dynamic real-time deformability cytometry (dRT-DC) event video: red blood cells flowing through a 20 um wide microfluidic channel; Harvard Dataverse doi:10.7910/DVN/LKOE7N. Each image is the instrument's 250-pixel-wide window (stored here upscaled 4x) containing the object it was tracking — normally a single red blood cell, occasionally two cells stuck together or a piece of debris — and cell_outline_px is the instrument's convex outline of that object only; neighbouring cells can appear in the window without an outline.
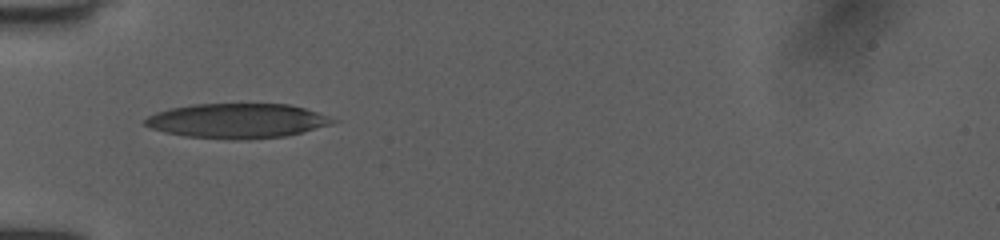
{"species": "human", "species_latin": "Homo sapiens", "temperature_condition": "room temperature", "stored_images_in_passage": 34, "camera_frame_rate_fps": 3000, "um_per_image_px": 0.085, "donor": {"sex": "female"}, "frame": {"image": 1, "passage_image": 1, "time_ms": 0.0, "image_size_px": [1000, 240], "cell_outline_px": [[340, 120], [328, 124], [300, 132], [284, 136], [248, 140], [232, 140], [184, 136], [164, 132], [152, 128], [144, 124], [144, 120], [148, 116], [156, 112], [172, 108], [192, 104], [288, 104], [304, 108]], "centroid_in_image_um": [20.12, 10.27], "position_along_channel_um": 64.9, "area_um2": 37.74}}
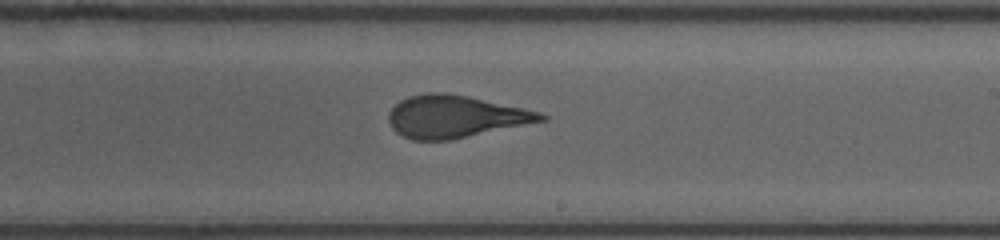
{"frame": {"image": 2, "passage_image": 15, "time_ms": 4.667, "image_size_px": [1000, 240], "cell_outline_px": [[548, 116], [544, 120], [448, 140], [412, 140], [396, 132], [392, 128], [388, 120], [388, 116], [392, 108], [400, 100], [408, 96], [428, 92], [448, 92], [468, 96], [540, 112]], "centroid_in_image_um": [38.62, 9.89], "position_along_channel_um": 250.4, "area_um2": 36.99}}
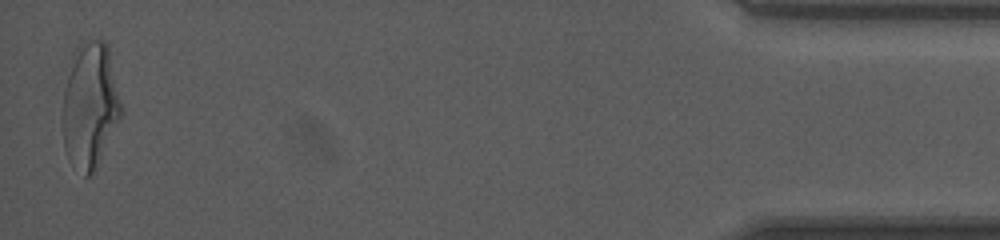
{"frame": {"image": 3, "passage_image": 34, "time_ms": 11.0, "image_size_px": [1000, 240], "cell_outline_px": [[124, 112], [92, 172], [88, 176], [84, 176], [68, 160], [64, 148], [64, 88], [76, 48], [80, 44], [92, 40], [104, 40], [108, 44], [124, 108]], "centroid_in_image_um": [7.7, 8.93], "position_along_channel_um": 427.5, "area_um2": 42.48}, "authors_computed_cell_mechanics": {"area_um2": 37.9746, "velocity_mm_per_s": 4.053, "shape_relaxation_time_tau1_ms": 4.6079, "shape_relaxation_time_tau2_ms": 0.8519, "deformation_change_tau1": 0.1971, "deformation_change_tau2": 0.102}}